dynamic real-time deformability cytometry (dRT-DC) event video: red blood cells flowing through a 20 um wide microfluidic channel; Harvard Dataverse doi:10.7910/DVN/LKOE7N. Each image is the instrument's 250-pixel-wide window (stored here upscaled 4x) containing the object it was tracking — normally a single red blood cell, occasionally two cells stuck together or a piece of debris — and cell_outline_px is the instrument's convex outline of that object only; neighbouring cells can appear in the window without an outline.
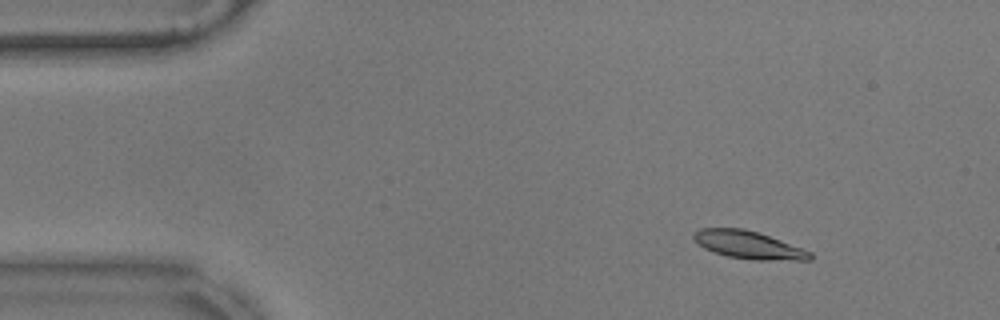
{"species": "common noctule bat (a hibernating species)", "species_latin": "Nyctalus noctula", "temperature_condition": "warm", "stored_images_in_passage": 57, "camera_frame_rate_fps": 3000, "um_per_image_px": 0.085, "animal": {"sex": "male", "body_mass_g": 17.9}, "frame": {"image": 1, "passage_image": 7, "time_ms": 2.0, "image_size_px": [1000, 320], "cell_outline_px": [[812, 260], [752, 260], [728, 256], [704, 248], [692, 236], [692, 232], [700, 228], [744, 228], [780, 240], [812, 252]], "centroid_in_image_um": [63.62, 20.82], "position_along_channel_um": 21.4, "area_um2": 18.61}}
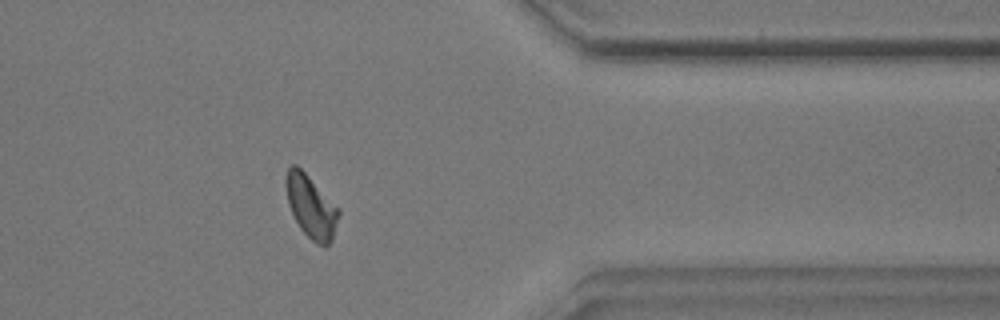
{"frame": {"image": 2, "passage_image": 46, "time_ms": 15.0, "image_size_px": [1000, 320], "cell_outline_px": [[340, 212], [332, 240], [324, 248], [316, 244], [300, 228], [288, 204], [284, 184], [284, 180], [288, 168], [292, 164], [296, 164], [340, 208]], "centroid_in_image_um": [26.43, 17.56], "position_along_channel_um": 385.0, "area_um2": 19.31}}
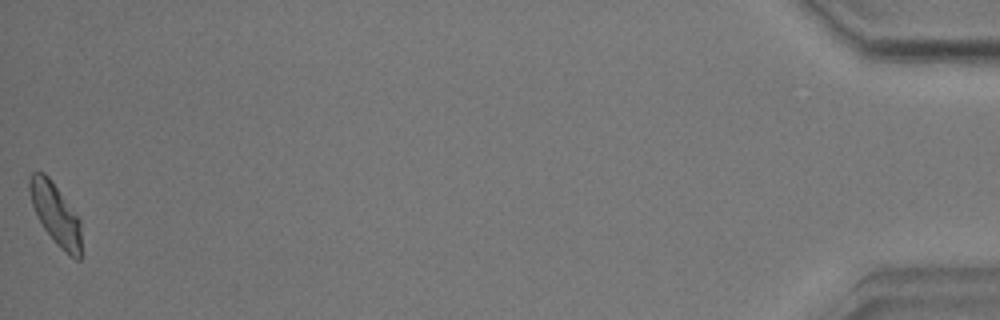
{"frame": {"image": 3, "passage_image": 57, "time_ms": 18.667, "image_size_px": [1000, 320], "cell_outline_px": [[80, 260], [76, 260], [68, 256], [56, 244], [44, 228], [36, 216], [32, 204], [28, 188], [28, 180], [32, 172], [44, 172], [48, 176], [80, 220]], "centroid_in_image_um": [4.7, 18.21], "position_along_channel_um": 430.5, "area_um2": 18.32}, "authors_computed_cell_mechanics": {"area_um2": 18.8428, "velocity_mm_per_s": 3.5006, "shape_relaxation_time_tau1_ms": 2.7307, "shape_relaxation_time_tau2_ms": 2.6351, "deformation_change_tau1": 0.1394, "deformation_change_tau2": 0.0673}}